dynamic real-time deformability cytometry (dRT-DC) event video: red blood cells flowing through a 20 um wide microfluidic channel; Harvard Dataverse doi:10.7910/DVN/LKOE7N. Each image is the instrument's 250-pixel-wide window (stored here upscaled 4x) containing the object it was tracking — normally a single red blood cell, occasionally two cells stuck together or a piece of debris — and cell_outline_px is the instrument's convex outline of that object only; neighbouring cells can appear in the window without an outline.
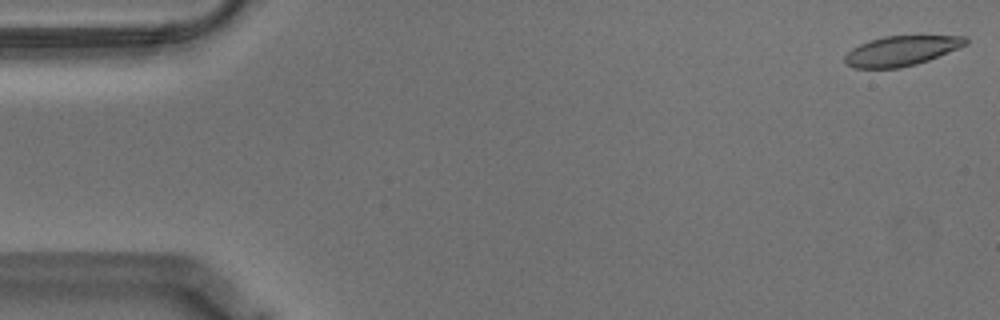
{"species": "Egyptian fruit bat (a non-hibernating species)", "species_latin": "Rousettus aegyptiacus", "temperature_condition": "warm", "stored_images_in_passage": 53, "camera_frame_rate_fps": 3000, "um_per_image_px": 0.085, "animal": {"sex": "male"}, "frame": {"image": 1, "passage_image": 1, "time_ms": 0.0, "image_size_px": [1000, 320], "cell_outline_px": [[968, 44], [928, 60], [916, 64], [900, 68], [856, 68], [844, 64], [844, 56], [852, 48], [860, 44], [884, 36], [968, 36]], "centroid_in_image_um": [76.6, 4.32], "position_along_channel_um": 8.4, "area_um2": 20.92}}
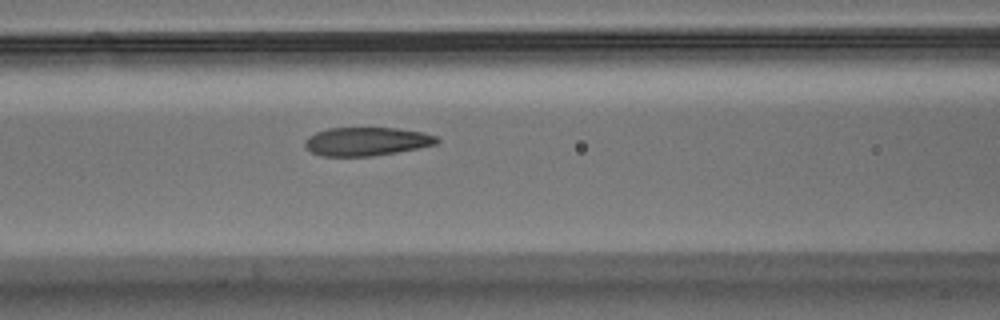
{"frame": {"image": 2, "passage_image": 23, "time_ms": 7.333, "image_size_px": [1000, 320], "cell_outline_px": [[440, 140], [436, 144], [396, 152], [372, 156], [320, 156], [312, 152], [304, 144], [304, 140], [308, 136], [316, 132], [328, 128], [396, 128], [424, 132], [436, 136]], "centroid_in_image_um": [31.14, 12.02], "position_along_channel_um": 135.5, "area_um2": 21.85}}
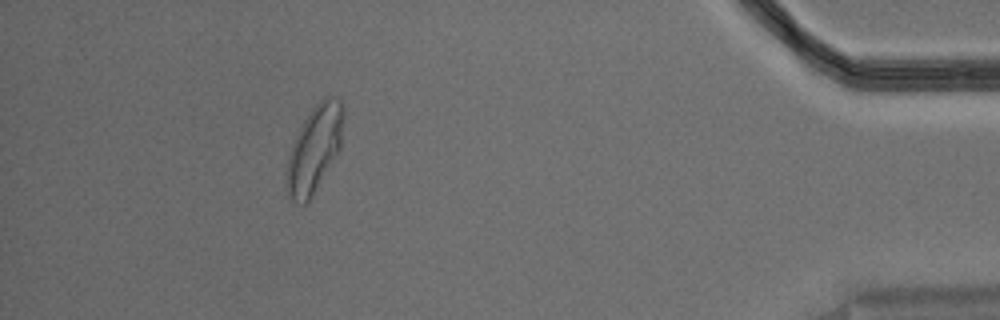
{"frame": {"image": 3, "passage_image": 51, "time_ms": 16.667, "image_size_px": [1000, 320], "cell_outline_px": [[344, 116], [340, 148], [312, 196], [304, 204], [292, 200], [288, 196], [284, 184], [284, 172], [288, 156], [292, 144], [304, 120], [312, 108], [324, 96], [332, 96], [340, 100], [344, 108]], "centroid_in_image_um": [26.7, 12.66], "position_along_channel_um": 408.5, "area_um2": 28.73}}